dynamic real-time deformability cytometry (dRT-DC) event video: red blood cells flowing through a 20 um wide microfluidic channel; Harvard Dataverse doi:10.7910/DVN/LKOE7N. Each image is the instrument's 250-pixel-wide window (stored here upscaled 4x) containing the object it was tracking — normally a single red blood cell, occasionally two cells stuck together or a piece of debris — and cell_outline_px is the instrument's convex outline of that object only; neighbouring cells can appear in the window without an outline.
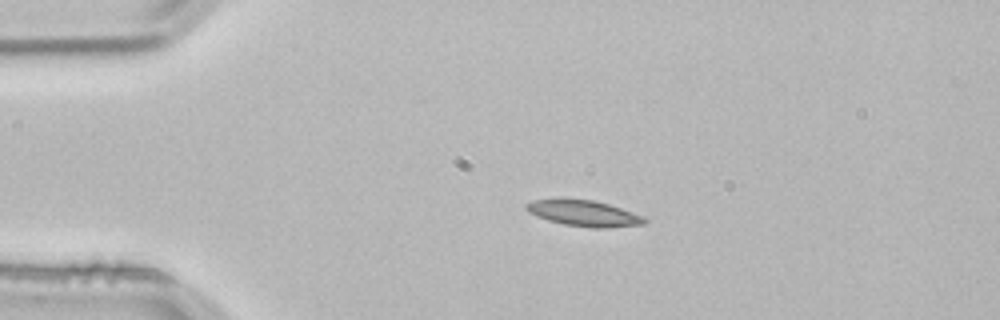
{"species": "common noctule bat (a hibernating species)", "species_latin": "Nyctalus noctula", "temperature_condition": "room temperature", "stored_images_in_passage": 1, "camera_frame_rate_fps": 3000, "um_per_image_px": 0.085, "animal": {"sex": "male", "body_mass_g": 21.5, "forearm_length_mm": 52.0}, "frame": {"image": 1, "passage_image": 1, "time_ms": 0.0, "image_size_px": [1000, 320], "cell_outline_px": [[648, 220], [644, 224], [604, 228], [592, 228], [564, 224], [548, 220], [536, 216], [528, 212], [524, 208], [524, 204], [532, 200], [560, 196], [564, 196], [592, 200], [608, 204], [644, 216]], "centroid_in_image_um": [49.53, 18.08], "position_along_channel_um": 35.5, "area_um2": 18.5}}